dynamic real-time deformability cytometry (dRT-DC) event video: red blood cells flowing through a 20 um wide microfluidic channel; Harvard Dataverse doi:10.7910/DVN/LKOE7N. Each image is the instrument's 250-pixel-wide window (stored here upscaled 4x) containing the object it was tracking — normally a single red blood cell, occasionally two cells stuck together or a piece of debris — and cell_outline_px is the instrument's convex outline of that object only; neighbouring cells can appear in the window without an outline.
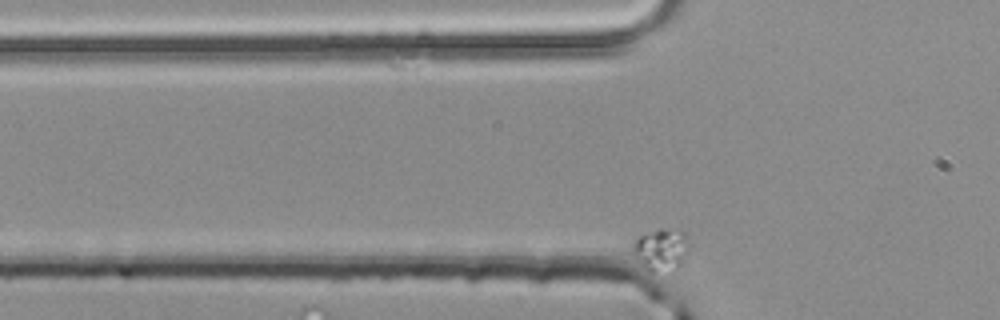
{"species": "common noctule bat (a hibernating species)", "species_latin": "Nyctalus noctula", "temperature_condition": "room temperature", "stored_images_in_passage": 3, "camera_frame_rate_fps": 3000, "um_per_image_px": 0.085, "animal": {"sex": "male", "body_mass_g": 20.4}, "frame": {"image": 1, "passage_image": 2, "time_ms": 0.333, "image_size_px": [1000, 320], "cell_outline_px": [[688, 248], [684, 260], [680, 268], [652, 276], [648, 276], [644, 272], [636, 260], [632, 252], [632, 244], [640, 236], [660, 228], [684, 228], [688, 232]], "centroid_in_image_um": [56.2, 21.28], "position_along_channel_um": 69.6, "area_um2": 15.09}}